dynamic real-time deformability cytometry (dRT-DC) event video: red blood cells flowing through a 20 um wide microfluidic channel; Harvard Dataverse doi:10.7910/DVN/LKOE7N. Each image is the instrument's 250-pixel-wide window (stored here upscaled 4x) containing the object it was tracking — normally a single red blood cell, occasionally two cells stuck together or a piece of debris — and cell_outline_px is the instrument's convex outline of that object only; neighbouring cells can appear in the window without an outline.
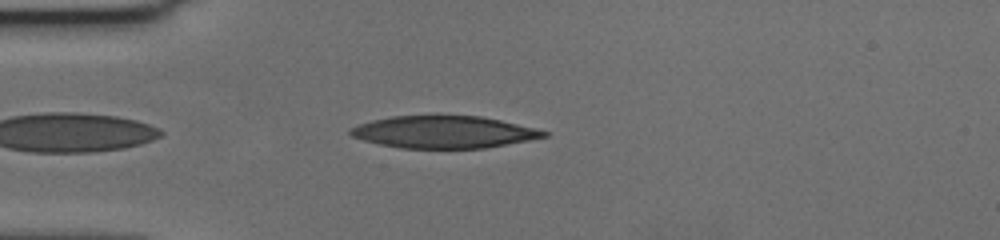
{"species": "human", "species_latin": "Homo sapiens", "temperature_condition": "cold", "stored_images_in_passage": 42, "camera_frame_rate_fps": 3000, "um_per_image_px": 0.085, "donor": {"sex": "female"}, "frame": {"image": 1, "passage_image": 3, "time_ms": 0.667, "image_size_px": [1000, 240], "cell_outline_px": [[548, 136], [528, 140], [484, 148], [400, 148], [380, 144], [364, 140], [352, 136], [348, 132], [352, 128], [360, 124], [372, 120], [392, 116], [436, 112], [480, 116], [500, 120], [536, 128], [548, 132]], "centroid_in_image_um": [37.71, 11.17], "position_along_channel_um": 47.3, "area_um2": 37.17}}
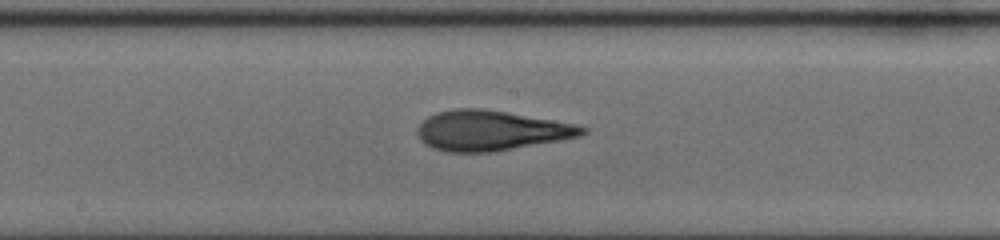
{"frame": {"image": 2, "passage_image": 18, "time_ms": 5.667, "image_size_px": [1000, 240], "cell_outline_px": [[588, 132], [580, 136], [560, 140], [492, 152], [448, 152], [432, 148], [424, 144], [416, 136], [416, 128], [428, 116], [436, 112], [452, 108], [480, 108], [576, 124], [588, 128]], "centroid_in_image_um": [41.67, 11.1], "position_along_channel_um": 206.5, "area_um2": 38.49}}
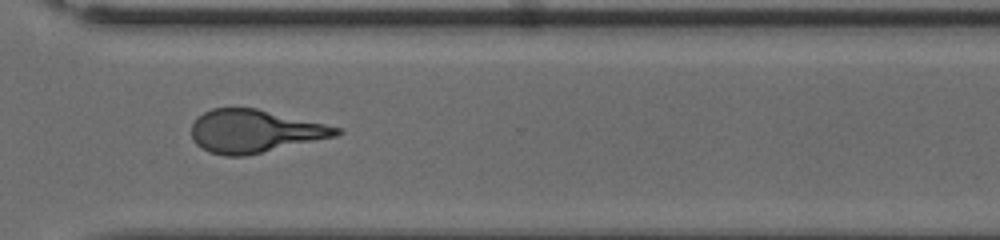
{"frame": {"image": 3, "passage_image": 30, "time_ms": 9.667, "image_size_px": [1000, 240], "cell_outline_px": [[344, 132], [336, 136], [244, 156], [224, 156], [208, 152], [196, 144], [192, 140], [192, 124], [204, 112], [212, 108], [256, 108], [324, 124], [340, 128]], "centroid_in_image_um": [21.61, 11.16], "position_along_channel_um": 349.0, "area_um2": 35.84}, "authors_computed_cell_mechanics": {"area_um2": 37.6567, "velocity_mm_per_s": 3.556, "shape_relaxation_time_tau1_ms": 10.6866, "shape_relaxation_time_tau2_ms": 2.3418, "deformation_change_tau1": 0.3112, "deformation_change_tau2": 0.1296}}